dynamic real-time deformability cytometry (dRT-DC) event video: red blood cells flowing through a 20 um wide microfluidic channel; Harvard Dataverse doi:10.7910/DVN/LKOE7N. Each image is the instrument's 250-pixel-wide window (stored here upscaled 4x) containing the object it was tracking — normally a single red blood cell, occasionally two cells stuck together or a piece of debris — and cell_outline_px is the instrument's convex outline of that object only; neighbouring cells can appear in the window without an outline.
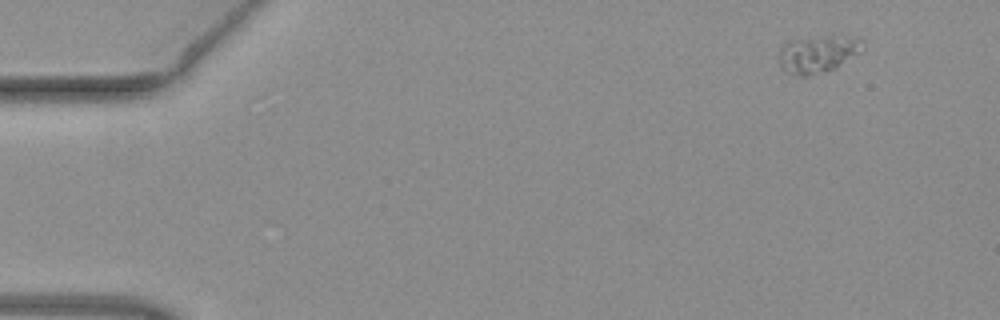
{"species": "common noctule bat (a hibernating species)", "species_latin": "Nyctalus noctula", "temperature_condition": "warm", "stored_images_in_passage": 11, "camera_frame_rate_fps": 3000, "um_per_image_px": 0.085, "animal": {"sex": "female", "body_mass_g": 19.3, "forearm_length_mm": 54.1}, "frame": {"image": 1, "passage_image": 1, "time_ms": 0.0, "image_size_px": [1000, 320], "cell_outline_px": [[864, 48], [860, 52], [836, 68], [808, 76], [800, 76], [784, 72], [780, 68], [780, 48], [788, 40], [824, 36], [852, 36], [864, 40]], "centroid_in_image_um": [69.53, 4.59], "position_along_channel_um": 15.5, "area_um2": 18.38}}